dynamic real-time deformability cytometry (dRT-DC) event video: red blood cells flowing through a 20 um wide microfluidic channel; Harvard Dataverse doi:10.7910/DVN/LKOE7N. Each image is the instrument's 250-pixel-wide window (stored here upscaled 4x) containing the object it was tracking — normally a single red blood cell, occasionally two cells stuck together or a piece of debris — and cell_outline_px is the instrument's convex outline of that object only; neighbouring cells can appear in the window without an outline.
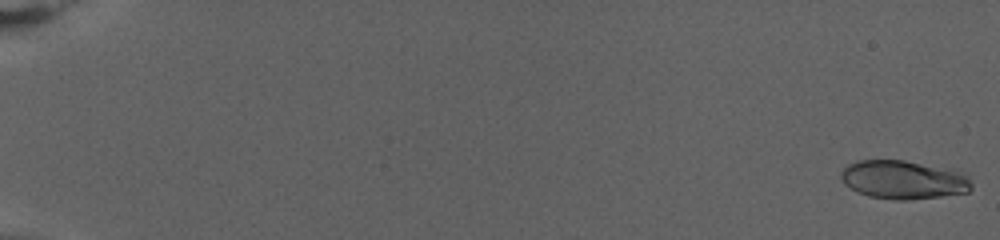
{"species": "human", "species_latin": "Homo sapiens", "temperature_condition": "warm", "stored_images_in_passage": 77, "camera_frame_rate_fps": 3000, "um_per_image_px": 0.085, "donor": {"sex": "female"}, "frame": {"image": 1, "passage_image": 2, "time_ms": 0.333, "image_size_px": [1000, 240], "cell_outline_px": [[972, 188], [968, 192], [940, 196], [908, 200], [896, 200], [868, 196], [856, 192], [844, 184], [840, 176], [840, 172], [848, 164], [856, 160], [904, 160], [968, 172], [972, 184]], "centroid_in_image_um": [76.81, 15.27], "position_along_channel_um": 8.2, "area_um2": 29.77}}
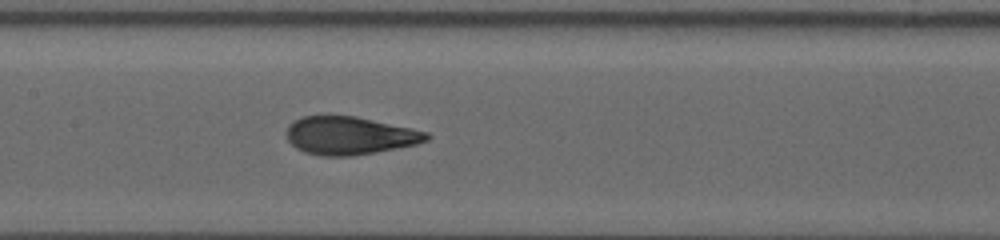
{"frame": {"image": 2, "passage_image": 42, "time_ms": 13.667, "image_size_px": [1000, 240], "cell_outline_px": [[432, 136], [428, 140], [416, 144], [376, 152], [352, 156], [320, 156], [304, 152], [296, 148], [288, 140], [284, 132], [288, 124], [292, 120], [304, 116], [356, 116], [428, 132]], "centroid_in_image_um": [29.68, 11.53], "position_along_channel_um": 177.7, "area_um2": 31.15}}
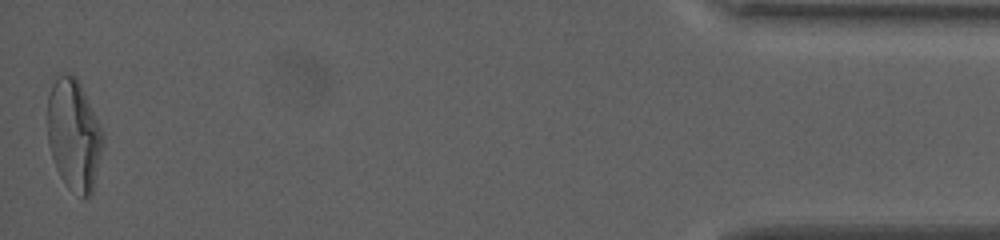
{"frame": {"image": 3, "passage_image": 77, "time_ms": 25.333, "image_size_px": [1000, 240], "cell_outline_px": [[104, 140], [92, 192], [88, 196], [84, 196], [68, 188], [60, 176], [56, 168], [52, 156], [48, 140], [48, 96], [52, 84], [56, 76], [76, 76], [80, 84], [104, 136]], "centroid_in_image_um": [6.27, 11.47], "position_along_channel_um": 428.9, "area_um2": 35.03}, "authors_computed_cell_mechanics": {"area_um2": 30.9808, "velocity_mm_per_s": 2.8245, "shape_relaxation_time_tau1_ms": 6.6424, "shape_relaxation_time_tau2_ms": 1.0666, "deformation_change_tau1": 0.2312, "deformation_change_tau2": 0.0739}}